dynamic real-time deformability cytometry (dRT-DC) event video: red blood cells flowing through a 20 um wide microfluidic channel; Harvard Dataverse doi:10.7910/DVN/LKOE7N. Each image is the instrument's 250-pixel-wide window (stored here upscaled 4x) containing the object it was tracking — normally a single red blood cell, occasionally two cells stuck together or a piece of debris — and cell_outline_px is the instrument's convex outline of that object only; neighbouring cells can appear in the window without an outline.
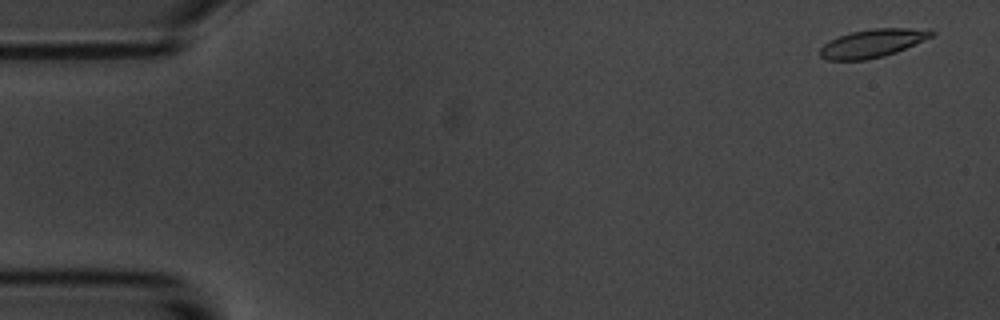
{"species": "common noctule bat (a hibernating species)", "species_latin": "Nyctalus noctula", "temperature_condition": "room temperature", "stored_images_in_passage": 16, "camera_frame_rate_fps": 3000, "um_per_image_px": 0.085, "animal": {"sex": "male", "body_mass_g": 20.1, "forearm_length_mm": 53.5}, "frame": {"image": 1, "passage_image": 1, "time_ms": 0.0, "image_size_px": [1000, 320], "cell_outline_px": [[936, 32], [932, 36], [924, 40], [896, 52], [884, 56], [864, 60], [828, 60], [820, 56], [820, 48], [828, 40], [852, 32], [872, 28], [932, 28]], "centroid_in_image_um": [74.19, 3.66], "position_along_channel_um": 10.8, "area_um2": 18.38}}
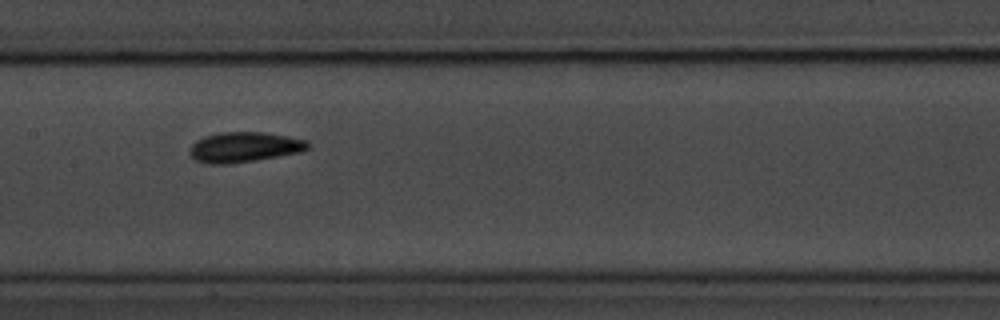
{"frame": {"image": 2, "passage_image": 8, "time_ms": 8.667, "image_size_px": [1000, 320], "cell_outline_px": [[312, 144], [308, 148], [300, 152], [228, 164], [212, 164], [196, 160], [188, 152], [188, 148], [196, 140], [204, 136], [220, 132], [264, 132], [288, 136], [308, 140]], "centroid_in_image_um": [20.76, 12.49], "position_along_channel_um": 186.6, "area_um2": 20.75}}
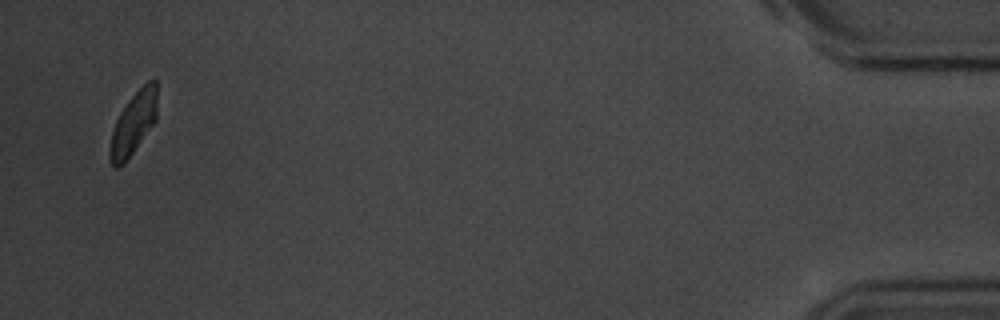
{"frame": {"image": 3, "passage_image": 15, "time_ms": 18.0, "image_size_px": [1000, 320], "cell_outline_px": [[156, 120], [124, 164], [116, 168], [112, 164], [108, 156], [112, 132], [116, 120], [120, 112], [128, 100], [148, 80], [156, 80]], "centroid_in_image_um": [11.32, 10.5], "position_along_channel_um": 423.9, "area_um2": 16.94}}